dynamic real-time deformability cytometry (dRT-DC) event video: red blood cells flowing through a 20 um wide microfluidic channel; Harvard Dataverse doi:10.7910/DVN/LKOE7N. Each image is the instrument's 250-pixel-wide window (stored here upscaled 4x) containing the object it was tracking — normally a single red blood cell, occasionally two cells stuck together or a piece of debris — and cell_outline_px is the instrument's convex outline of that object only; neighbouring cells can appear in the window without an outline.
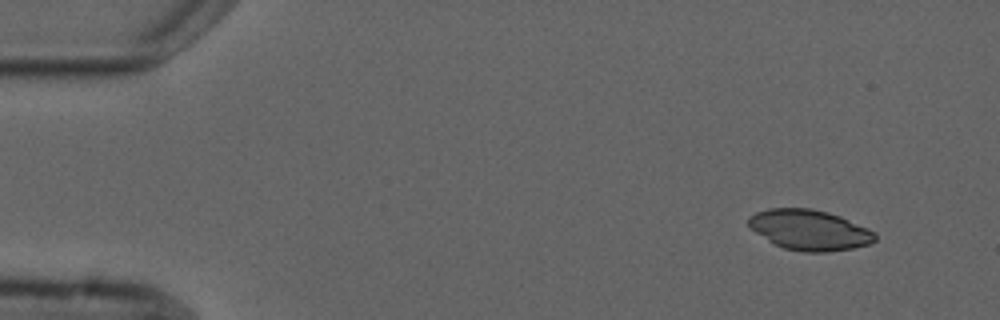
{"species": "common noctule bat (a hibernating species)", "species_latin": "Nyctalus noctula", "temperature_condition": "cold", "stored_images_in_passage": 4, "camera_frame_rate_fps": 3000, "um_per_image_px": 0.085, "animal": {"sex": "male", "forearm_length_mm": 52.5}, "frame": {"image": 1, "passage_image": 1, "time_ms": 0.0, "image_size_px": [1000, 320], "cell_outline_px": [[876, 240], [868, 244], [852, 248], [828, 252], [804, 252], [784, 248], [768, 240], [756, 232], [748, 224], [748, 216], [756, 212], [768, 208], [812, 208], [828, 212], [840, 216], [868, 228], [876, 232]], "centroid_in_image_um": [68.82, 19.53], "position_along_channel_um": 16.2, "area_um2": 29.71}}